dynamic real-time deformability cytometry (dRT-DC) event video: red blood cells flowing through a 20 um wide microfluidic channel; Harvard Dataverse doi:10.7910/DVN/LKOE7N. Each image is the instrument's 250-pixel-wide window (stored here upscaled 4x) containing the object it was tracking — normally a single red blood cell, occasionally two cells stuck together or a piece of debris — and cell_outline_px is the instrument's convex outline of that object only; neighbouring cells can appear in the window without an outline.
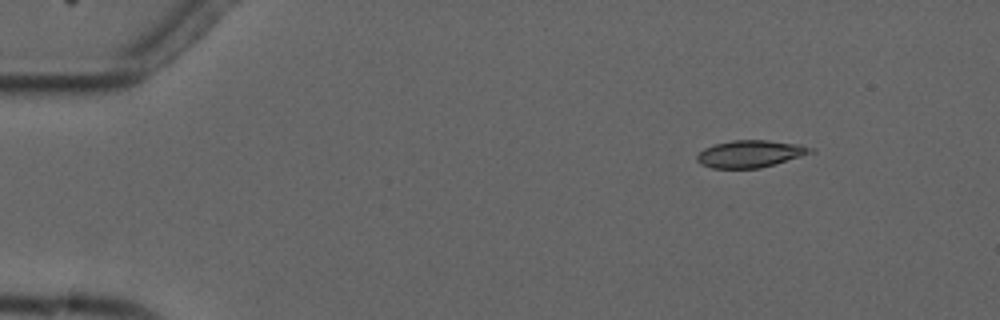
{"species": "common noctule bat (a hibernating species)", "species_latin": "Nyctalus noctula", "temperature_condition": "cold", "stored_images_in_passage": 6, "camera_frame_rate_fps": 3000, "um_per_image_px": 0.085, "animal": {"sex": "male", "forearm_length_mm": 52.5}, "frame": {"image": 1, "passage_image": 3, "time_ms": 2.333, "image_size_px": [1000, 320], "cell_outline_px": [[816, 152], [760, 168], [712, 168], [700, 164], [696, 160], [696, 156], [704, 148], [716, 144], [732, 140], [768, 140], [800, 144], [816, 148]], "centroid_in_image_um": [63.81, 13.07], "position_along_channel_um": 21.2, "area_um2": 18.09}}